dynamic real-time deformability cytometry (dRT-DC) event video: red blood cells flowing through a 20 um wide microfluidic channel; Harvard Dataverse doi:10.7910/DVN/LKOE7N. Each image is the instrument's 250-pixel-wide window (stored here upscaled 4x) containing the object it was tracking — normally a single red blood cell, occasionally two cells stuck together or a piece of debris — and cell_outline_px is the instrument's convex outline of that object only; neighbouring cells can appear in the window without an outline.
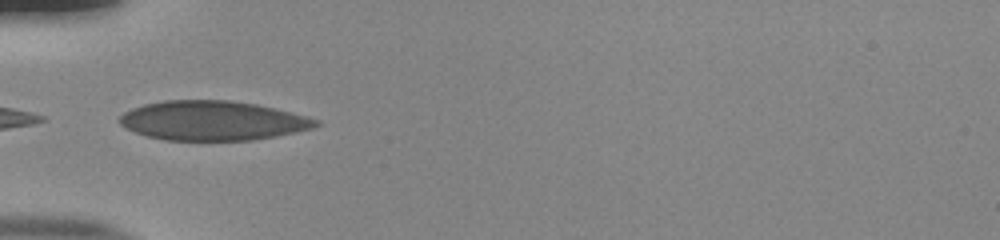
{"species": "human", "species_latin": "Homo sapiens", "temperature_condition": "room temperature", "stored_images_in_passage": 36, "camera_frame_rate_fps": 3000, "um_per_image_px": 0.085, "donor": {"sex": "male"}, "frame": {"image": 1, "passage_image": 1, "time_ms": 0.0, "image_size_px": [1000, 240], "cell_outline_px": [[320, 124], [308, 128], [276, 136], [252, 140], [168, 140], [148, 136], [136, 132], [120, 124], [120, 116], [124, 112], [132, 108], [144, 104], [164, 100], [228, 100], [256, 104], [276, 108], [320, 120]], "centroid_in_image_um": [18.06, 10.24], "position_along_channel_um": 66.9, "area_um2": 44.68}}
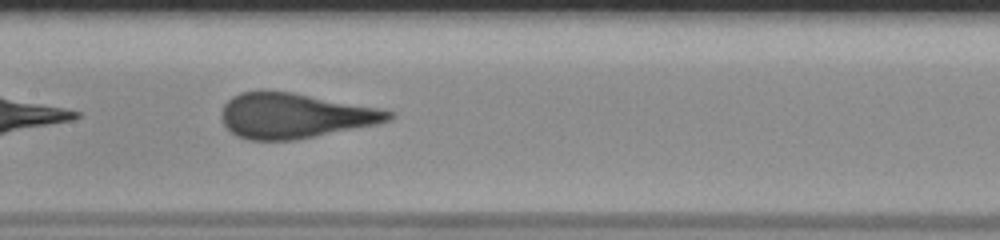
{"frame": {"image": 2, "passage_image": 10, "time_ms": 3.0, "image_size_px": [1000, 240], "cell_outline_px": [[396, 112], [388, 120], [376, 124], [292, 140], [248, 140], [236, 136], [224, 124], [220, 116], [220, 112], [224, 104], [232, 96], [240, 92], [292, 92], [380, 108]], "centroid_in_image_um": [25.01, 9.83], "position_along_channel_um": 182.4, "area_um2": 43.41}}
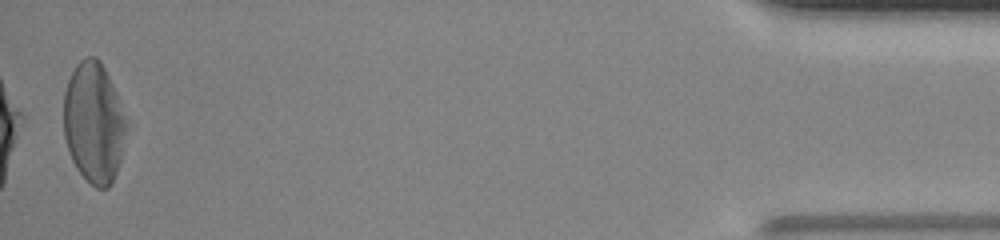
{"frame": {"image": 3, "passage_image": 35, "time_ms": 11.333, "image_size_px": [1000, 240], "cell_outline_px": [[128, 124], [120, 160], [112, 184], [108, 188], [96, 188], [76, 168], [72, 160], [64, 136], [64, 92], [68, 80], [76, 64], [84, 56], [96, 56], [100, 60], [116, 92]], "centroid_in_image_um": [7.98, 10.41], "position_along_channel_um": 427.2, "area_um2": 44.04}, "authors_computed_cell_mechanics": {"area_um2": 44.5638, "velocity_mm_per_s": 3.9074, "shape_relaxation_time_tau1_ms": 6.8011, "shape_relaxation_time_tau2_ms": null, "deformation_change_tau1": 0.2233, "deformation_change_tau2": null}}